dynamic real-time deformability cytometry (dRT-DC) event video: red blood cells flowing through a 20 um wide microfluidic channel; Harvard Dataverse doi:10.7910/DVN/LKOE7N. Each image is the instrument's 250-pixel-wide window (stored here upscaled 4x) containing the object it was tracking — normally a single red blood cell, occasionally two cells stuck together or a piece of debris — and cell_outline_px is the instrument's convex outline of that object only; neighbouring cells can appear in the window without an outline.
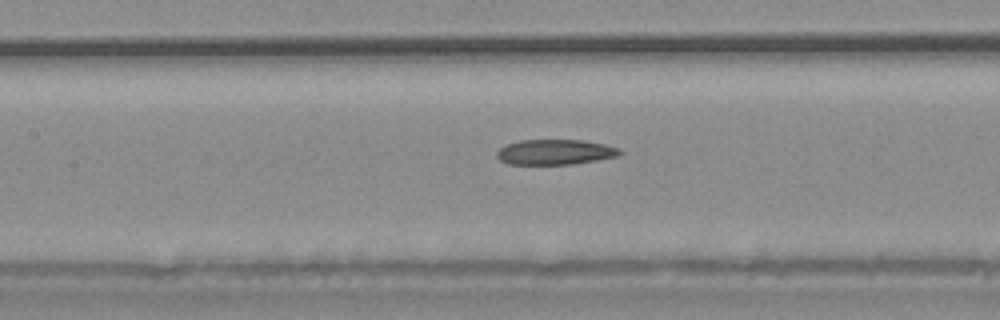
{"species": "common noctule bat (a hibernating species)", "species_latin": "Nyctalus noctula", "temperature_condition": "warm", "stored_images_in_passage": 36, "camera_frame_rate_fps": 3000, "um_per_image_px": 0.085, "animal": {"sex": "male", "body_mass_g": 20.4}, "frame": {"image": 1, "passage_image": 16, "time_ms": 5.0, "image_size_px": [1000, 320], "cell_outline_px": [[624, 152], [620, 156], [572, 164], [508, 164], [500, 160], [496, 156], [496, 152], [504, 144], [520, 140], [584, 140], [604, 144], [616, 148]], "centroid_in_image_um": [47.16, 12.92], "position_along_channel_um": 160.2, "area_um2": 18.15}}